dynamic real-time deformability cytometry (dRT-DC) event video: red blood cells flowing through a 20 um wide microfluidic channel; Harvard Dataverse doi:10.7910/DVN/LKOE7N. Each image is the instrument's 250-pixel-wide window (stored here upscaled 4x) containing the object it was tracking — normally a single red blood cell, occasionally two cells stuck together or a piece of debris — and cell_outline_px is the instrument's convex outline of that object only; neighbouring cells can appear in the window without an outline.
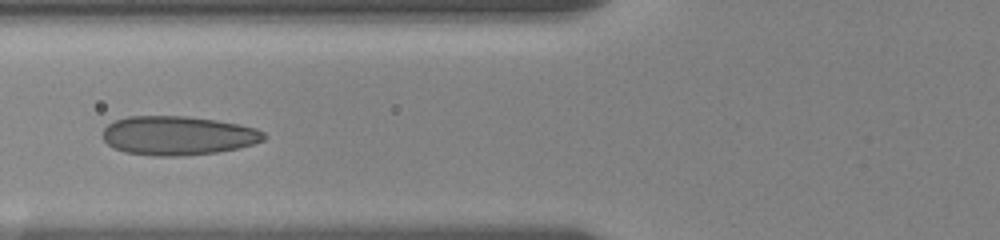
{"species": "human", "species_latin": "Homo sapiens", "temperature_condition": "room temperature", "stored_images_in_passage": 44, "camera_frame_rate_fps": 3000, "um_per_image_px": 0.085, "donor": {"sex": "female"}, "frame": {"image": 1, "passage_image": 20, "time_ms": 6.0, "image_size_px": [1000, 240], "cell_outline_px": [[264, 140], [240, 148], [216, 152], [180, 156], [152, 156], [124, 152], [108, 144], [104, 140], [104, 128], [108, 124], [116, 120], [128, 116], [184, 116], [216, 120], [256, 128], [264, 132]], "centroid_in_image_um": [15.11, 11.53], "position_along_channel_um": 110.7, "area_um2": 36.47}}
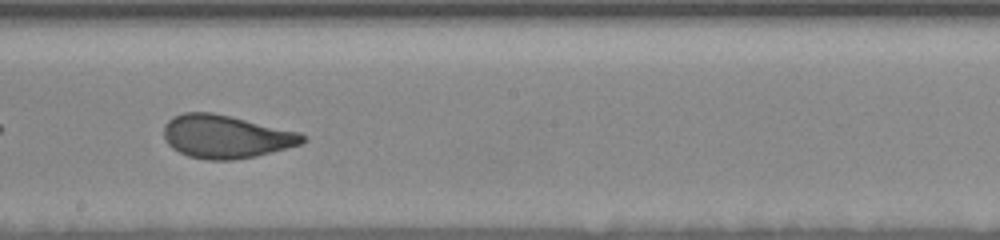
{"frame": {"image": 2, "passage_image": 25, "time_ms": 9.333, "image_size_px": [1000, 240], "cell_outline_px": [[308, 140], [300, 144], [272, 152], [256, 156], [232, 160], [204, 160], [188, 156], [172, 148], [168, 144], [164, 136], [164, 124], [172, 116], [184, 112], [212, 112], [300, 132], [308, 136]], "centroid_in_image_um": [19.2, 11.61], "position_along_channel_um": 229.0, "area_um2": 35.03}}
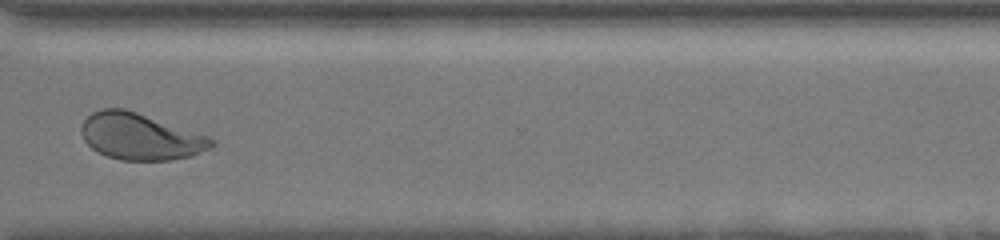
{"frame": {"image": 3, "passage_image": 31, "time_ms": 13.0, "image_size_px": [1000, 240], "cell_outline_px": [[216, 144], [192, 156], [168, 160], [120, 160], [96, 152], [84, 140], [80, 132], [80, 128], [84, 120], [92, 112], [100, 108], [124, 108], [208, 136], [216, 140]], "centroid_in_image_um": [11.89, 11.61], "position_along_channel_um": 358.7, "area_um2": 35.14}, "authors_computed_cell_mechanics": {"area_um2": 36.2984, "velocity_mm_per_s": 3.5386, "shape_relaxation_time_tau1_ms": 5.0376, "shape_relaxation_time_tau2_ms": null, "deformation_change_tau1": 0.1614, "deformation_change_tau2": null}}